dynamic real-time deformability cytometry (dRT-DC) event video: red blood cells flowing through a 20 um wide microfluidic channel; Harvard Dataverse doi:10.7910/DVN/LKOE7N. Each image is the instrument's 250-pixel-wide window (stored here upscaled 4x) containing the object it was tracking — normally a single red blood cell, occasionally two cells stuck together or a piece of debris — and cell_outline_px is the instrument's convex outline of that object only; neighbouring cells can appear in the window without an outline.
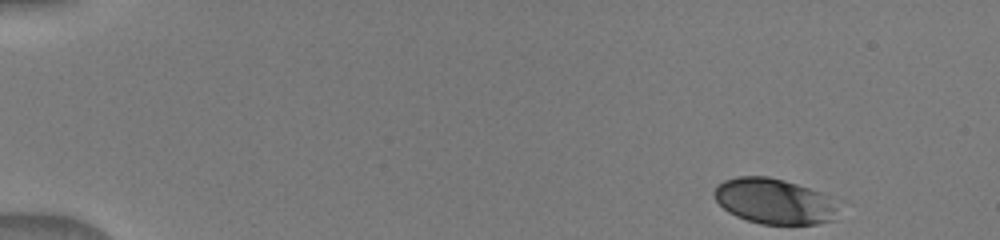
{"species": "human", "species_latin": "Homo sapiens", "temperature_condition": "warm", "stored_images_in_passage": 10, "camera_frame_rate_fps": 3000, "um_per_image_px": 0.085, "donor": {"sex": "male"}, "frame": {"image": 1, "passage_image": 1, "time_ms": 0.0, "image_size_px": [1000, 240], "cell_outline_px": [[848, 200], [832, 220], [816, 224], [760, 224], [736, 216], [728, 212], [716, 200], [712, 192], [716, 184], [724, 180], [736, 176], [768, 176], [784, 180]], "centroid_in_image_um": [65.95, 17.09], "position_along_channel_um": 19.1, "area_um2": 34.1}}
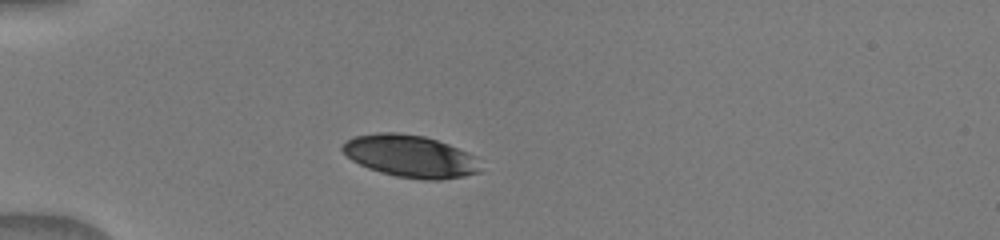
{"frame": {"image": 2, "passage_image": 7, "time_ms": 3.333, "image_size_px": [1000, 240], "cell_outline_px": [[480, 172], [464, 176], [440, 180], [424, 180], [396, 176], [380, 172], [368, 168], [352, 160], [340, 148], [348, 140], [356, 136], [376, 132], [396, 132], [424, 136], [448, 144], [468, 152], [476, 156]], "centroid_in_image_um": [34.88, 13.28], "position_along_channel_um": 50.1, "area_um2": 33.81}}
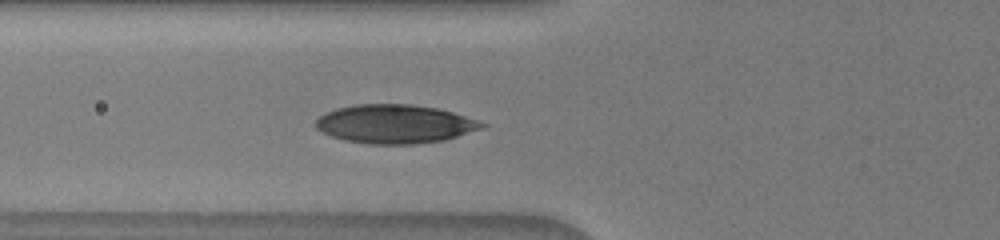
{"frame": {"image": 3, "passage_image": 10, "time_ms": 5.0, "image_size_px": [1000, 240], "cell_outline_px": [[488, 124], [480, 128], [444, 140], [412, 144], [372, 144], [344, 140], [332, 136], [316, 128], [312, 124], [324, 112], [336, 108], [356, 104], [412, 104], [436, 108], [452, 112]], "centroid_in_image_um": [33.49, 10.53], "position_along_channel_um": 92.3, "area_um2": 37.22}}